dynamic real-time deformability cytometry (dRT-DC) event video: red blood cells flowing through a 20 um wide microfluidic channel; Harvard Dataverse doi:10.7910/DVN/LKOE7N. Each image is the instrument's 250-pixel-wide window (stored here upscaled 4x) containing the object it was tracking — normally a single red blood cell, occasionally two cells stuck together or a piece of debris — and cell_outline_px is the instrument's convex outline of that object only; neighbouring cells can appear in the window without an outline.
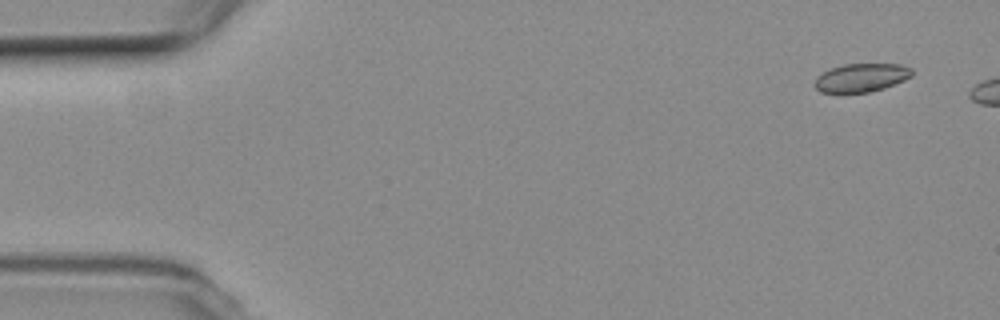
{"species": "common noctule bat (a hibernating species)", "species_latin": "Nyctalus noctula", "temperature_condition": "room temperature", "stored_images_in_passage": 3, "camera_frame_rate_fps": 3000, "um_per_image_px": 0.085, "animal": {"sex": "female", "body_mass_g": 19.3, "forearm_length_mm": 54.1}, "frame": {"image": 1, "passage_image": 1, "time_ms": 0.0, "image_size_px": [1000, 320], "cell_outline_px": [[912, 76], [904, 80], [884, 88], [868, 92], [820, 92], [812, 84], [816, 76], [828, 68], [844, 64], [900, 64], [912, 68]], "centroid_in_image_um": [73.17, 6.59], "position_along_channel_um": 11.8, "area_um2": 16.24}}